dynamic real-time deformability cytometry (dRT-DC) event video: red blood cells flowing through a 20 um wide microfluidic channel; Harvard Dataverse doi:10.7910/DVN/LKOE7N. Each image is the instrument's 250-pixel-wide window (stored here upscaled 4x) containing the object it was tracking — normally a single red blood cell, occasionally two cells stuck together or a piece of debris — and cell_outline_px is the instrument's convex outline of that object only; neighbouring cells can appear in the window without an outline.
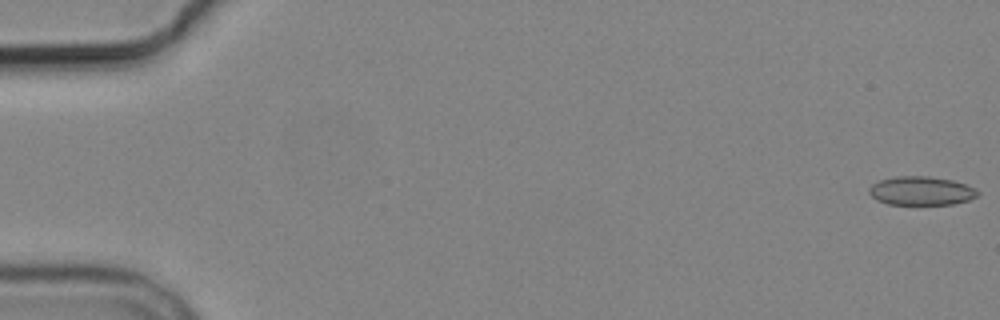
{"species": "common noctule bat (a hibernating species)", "species_latin": "Nyctalus noctula", "temperature_condition": "cold", "stored_images_in_passage": 13, "camera_frame_rate_fps": 3000, "um_per_image_px": 0.085, "animal": {"sex": "male", "body_mass_g": 19.2, "forearm_length_mm": 51.8}, "frame": {"image": 1, "passage_image": 1, "time_ms": 0.0, "image_size_px": [1000, 320], "cell_outline_px": [[980, 192], [976, 196], [968, 200], [952, 204], [888, 204], [876, 200], [868, 192], [868, 188], [872, 184], [880, 180], [896, 176], [928, 176], [952, 180], [976, 188]], "centroid_in_image_um": [78.28, 16.22], "position_along_channel_um": 6.7, "area_um2": 18.15}}
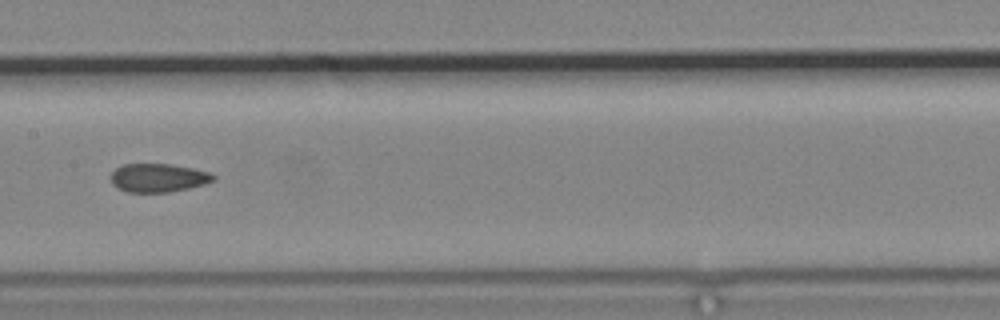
{"frame": {"image": 2, "passage_image": 7, "time_ms": 9.333, "image_size_px": [1000, 320], "cell_outline_px": [[216, 180], [204, 184], [188, 188], [168, 192], [128, 192], [112, 184], [112, 172], [116, 168], [124, 164], [168, 164], [192, 168], [212, 172], [216, 176]], "centroid_in_image_um": [13.5, 15.11], "position_along_channel_um": 193.9, "area_um2": 16.94}}
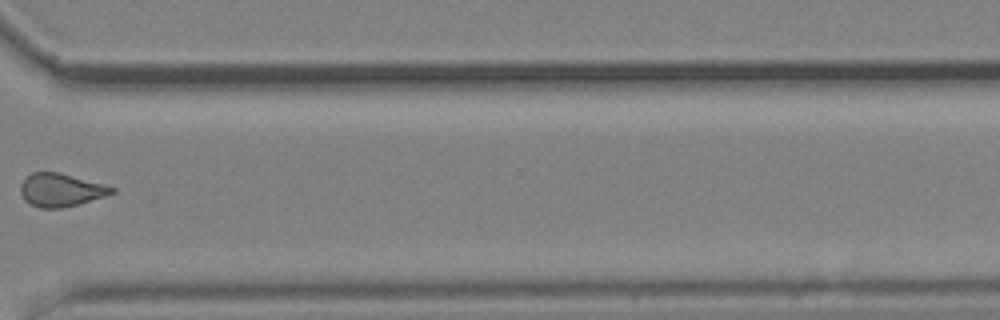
{"frame": {"image": 3, "passage_image": 11, "time_ms": 14.0, "image_size_px": [1000, 320], "cell_outline_px": [[116, 192], [104, 196], [76, 204], [60, 208], [40, 208], [24, 200], [20, 192], [20, 184], [32, 172], [60, 172], [104, 184], [116, 188]], "centroid_in_image_um": [5.16, 16.13], "position_along_channel_um": 365.4, "area_um2": 17.46}}